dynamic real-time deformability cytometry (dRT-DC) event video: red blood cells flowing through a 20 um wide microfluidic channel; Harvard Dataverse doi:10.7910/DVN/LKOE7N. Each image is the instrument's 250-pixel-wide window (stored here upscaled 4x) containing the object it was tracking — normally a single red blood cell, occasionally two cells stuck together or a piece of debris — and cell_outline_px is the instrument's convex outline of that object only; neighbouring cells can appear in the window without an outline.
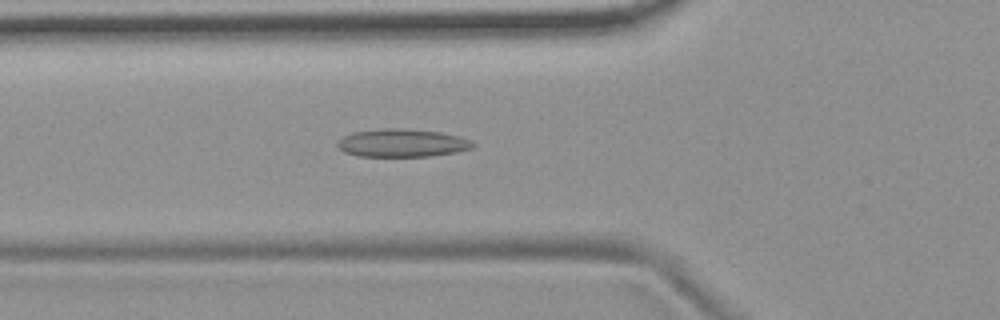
{"species": "common noctule bat (a hibernating species)", "species_latin": "Nyctalus noctula", "temperature_condition": "room temperature", "stored_images_in_passage": 53, "camera_frame_rate_fps": 3000, "um_per_image_px": 0.085, "animal": {"sex": "female", "body_mass_g": 19.9}, "frame": {"image": 1, "passage_image": 18, "time_ms": 5.667, "image_size_px": [1000, 320], "cell_outline_px": [[476, 144], [472, 148], [456, 152], [432, 156], [356, 156], [344, 152], [336, 144], [344, 136], [352, 132], [380, 128], [404, 128], [440, 132], [460, 136], [472, 140]], "centroid_in_image_um": [34.2, 12.15], "position_along_channel_um": 91.6, "area_um2": 22.25}}
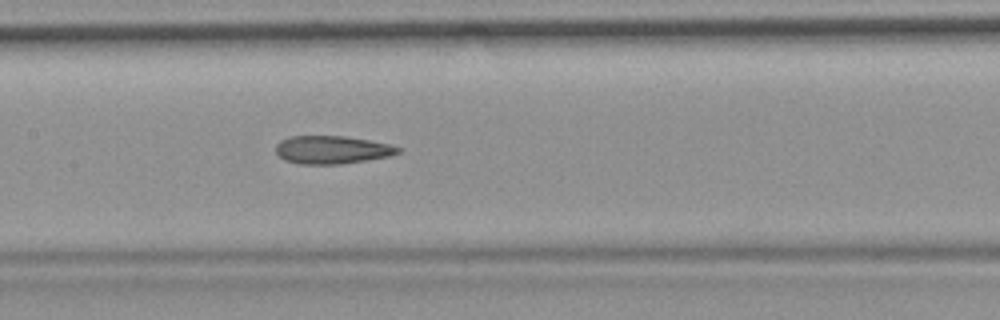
{"frame": {"image": 2, "passage_image": 25, "time_ms": 8.0, "image_size_px": [1000, 320], "cell_outline_px": [[400, 152], [388, 156], [340, 164], [300, 164], [284, 160], [276, 152], [276, 144], [280, 140], [292, 136], [344, 136], [368, 140], [388, 144], [400, 148]], "centroid_in_image_um": [28.17, 12.73], "position_along_channel_um": 179.2, "area_um2": 19.71}}
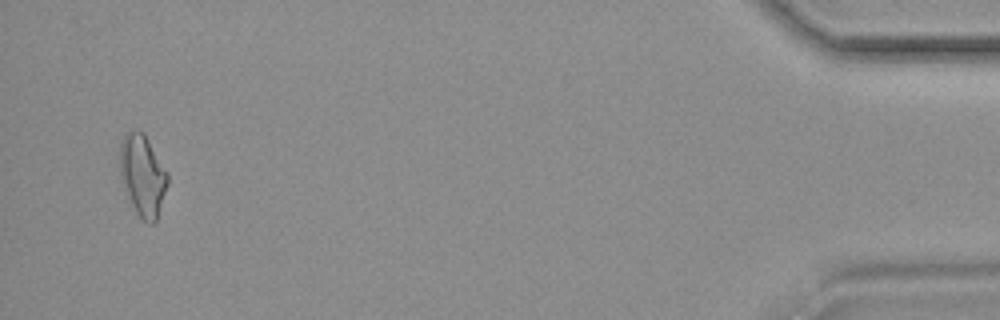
{"frame": {"image": 3, "passage_image": 51, "time_ms": 16.667, "image_size_px": [1000, 320], "cell_outline_px": [[168, 184], [156, 220], [152, 224], [148, 224], [136, 212], [120, 180], [120, 144], [124, 136], [128, 132], [144, 132], [168, 172]], "centroid_in_image_um": [12.13, 14.9], "position_along_channel_um": 423.1, "area_um2": 22.43}, "authors_computed_cell_mechanics": {"area_um2": 20.8658, "velocity_mm_per_s": 3.7352, "shape_relaxation_time_tau1_ms": null, "shape_relaxation_time_tau2_ms": 4.1118, "deformation_change_tau1": null, "deformation_change_tau2": 0.1347}}